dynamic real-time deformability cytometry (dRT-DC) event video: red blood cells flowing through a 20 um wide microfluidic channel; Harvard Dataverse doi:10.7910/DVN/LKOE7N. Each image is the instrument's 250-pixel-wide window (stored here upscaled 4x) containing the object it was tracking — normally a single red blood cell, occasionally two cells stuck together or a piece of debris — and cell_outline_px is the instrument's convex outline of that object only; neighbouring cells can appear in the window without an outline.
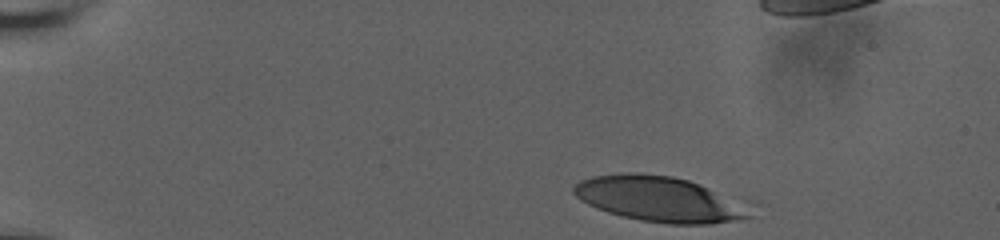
{"species": "human", "species_latin": "Homo sapiens", "temperature_condition": "room temperature", "stored_images_in_passage": 41, "camera_frame_rate_fps": 3000, "um_per_image_px": 0.085, "donor": {"sex": "male"}, "frame": {"image": 1, "passage_image": 1, "time_ms": 0.0, "image_size_px": [1000, 240], "cell_outline_px": [[760, 204], [752, 216], [736, 220], [708, 224], [668, 224], [640, 220], [608, 212], [596, 208], [580, 200], [572, 192], [572, 188], [580, 180], [592, 176], [620, 172], [640, 172], [672, 176], [688, 180], [760, 200]], "centroid_in_image_um": [56.37, 16.91], "position_along_channel_um": 28.6, "area_um2": 49.19}}
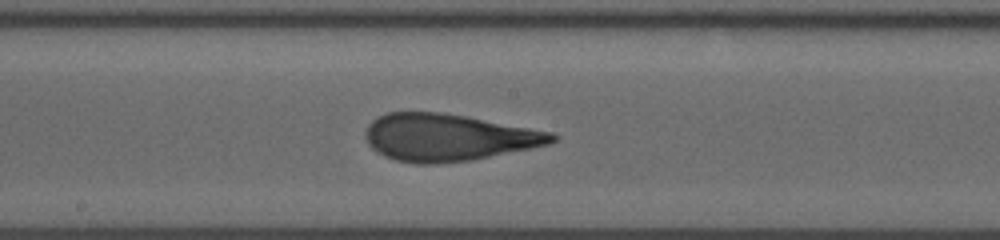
{"frame": {"image": 2, "passage_image": 24, "time_ms": 7.667, "image_size_px": [1000, 240], "cell_outline_px": [[560, 136], [556, 140], [548, 144], [532, 148], [472, 160], [436, 164], [416, 164], [396, 160], [384, 156], [376, 152], [368, 144], [364, 136], [364, 132], [368, 124], [376, 116], [388, 112], [440, 112], [464, 116], [552, 132]], "centroid_in_image_um": [38.05, 11.69], "position_along_channel_um": 210.2, "area_um2": 51.33}}
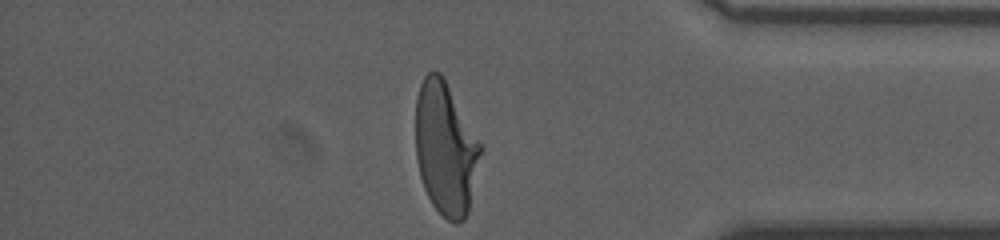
{"frame": {"image": 3, "passage_image": 41, "time_ms": 13.333, "image_size_px": [1000, 240], "cell_outline_px": [[484, 148], [468, 212], [464, 220], [456, 224], [448, 220], [432, 204], [424, 188], [420, 176], [416, 160], [416, 96], [420, 84], [424, 76], [432, 68], [440, 72]], "centroid_in_image_um": [37.88, 12.62], "position_along_channel_um": 397.3, "area_um2": 50.58}}